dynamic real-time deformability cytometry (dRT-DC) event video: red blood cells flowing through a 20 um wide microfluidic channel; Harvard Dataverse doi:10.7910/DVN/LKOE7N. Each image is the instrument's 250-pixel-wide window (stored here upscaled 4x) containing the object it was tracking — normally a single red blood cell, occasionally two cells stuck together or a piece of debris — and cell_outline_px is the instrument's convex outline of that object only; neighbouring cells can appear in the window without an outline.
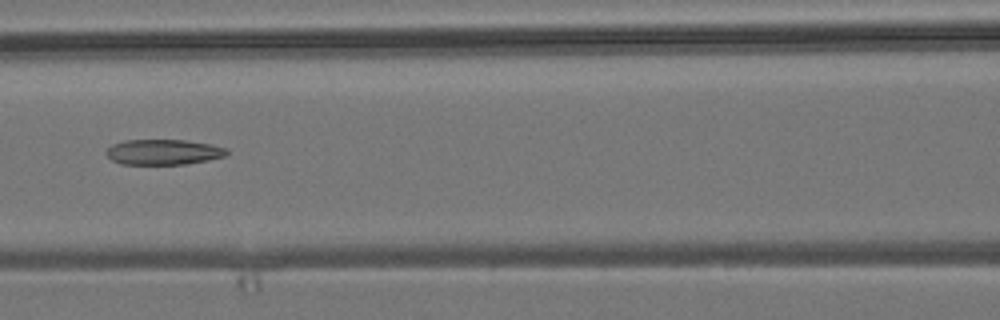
{"species": "common noctule bat (a hibernating species)", "species_latin": "Nyctalus noctula", "temperature_condition": "room temperature", "stored_images_in_passage": 3, "camera_frame_rate_fps": 3000, "um_per_image_px": 0.085, "animal": {"sex": "male", "body_mass_g": 19.2, "forearm_length_mm": 51.8}, "frame": {"image": 1, "passage_image": 3, "time_ms": 2.333, "image_size_px": [1000, 320], "cell_outline_px": [[228, 152], [224, 156], [208, 160], [188, 164], [120, 164], [112, 160], [108, 156], [108, 148], [112, 144], [124, 140], [184, 140], [212, 144], [228, 148]], "centroid_in_image_um": [13.92, 12.92], "position_along_channel_um": 152.7, "area_um2": 17.8}}